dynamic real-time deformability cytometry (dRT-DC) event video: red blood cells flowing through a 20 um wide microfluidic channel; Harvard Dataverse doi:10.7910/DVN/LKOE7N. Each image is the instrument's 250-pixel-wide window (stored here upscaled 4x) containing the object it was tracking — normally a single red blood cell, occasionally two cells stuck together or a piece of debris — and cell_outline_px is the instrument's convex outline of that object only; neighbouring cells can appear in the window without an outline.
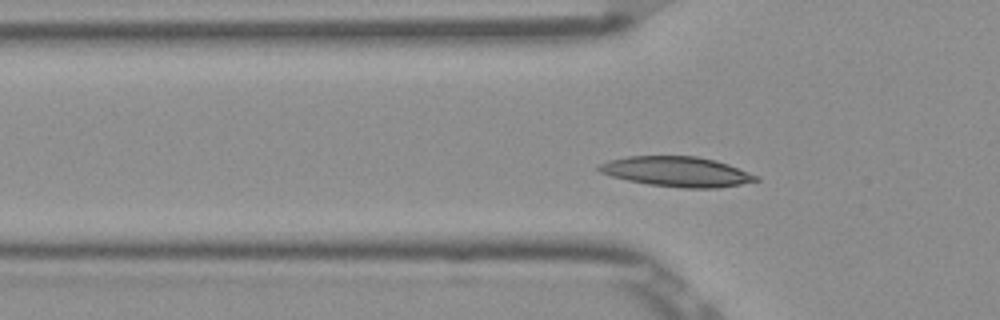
{"species": "Egyptian fruit bat (a non-hibernating species)", "species_latin": "Rousettus aegyptiacus", "temperature_condition": "room temperature", "stored_images_in_passage": 42, "camera_frame_rate_fps": 3000, "um_per_image_px": 0.085, "frame": {"image": 1, "passage_image": 13, "time_ms": 4.0, "image_size_px": [1000, 320], "cell_outline_px": [[760, 180], [740, 184], [716, 188], [684, 188], [648, 184], [628, 180], [612, 176], [600, 172], [596, 168], [600, 164], [608, 160], [628, 156], [696, 156], [716, 160], [728, 164], [760, 176]], "centroid_in_image_um": [57.55, 14.58], "position_along_channel_um": 68.3, "area_um2": 27.46}}
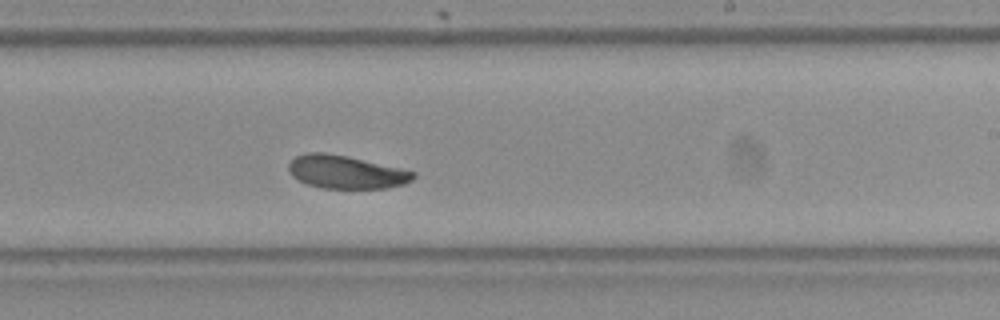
{"frame": {"image": 2, "passage_image": 28, "time_ms": 9.0, "image_size_px": [1000, 320], "cell_outline_px": [[416, 176], [412, 180], [404, 184], [388, 188], [320, 188], [308, 184], [292, 176], [288, 168], [288, 164], [296, 156], [304, 152], [324, 152], [348, 156], [400, 168], [416, 172]], "centroid_in_image_um": [29.41, 14.61], "position_along_channel_um": 259.6, "area_um2": 24.1}}
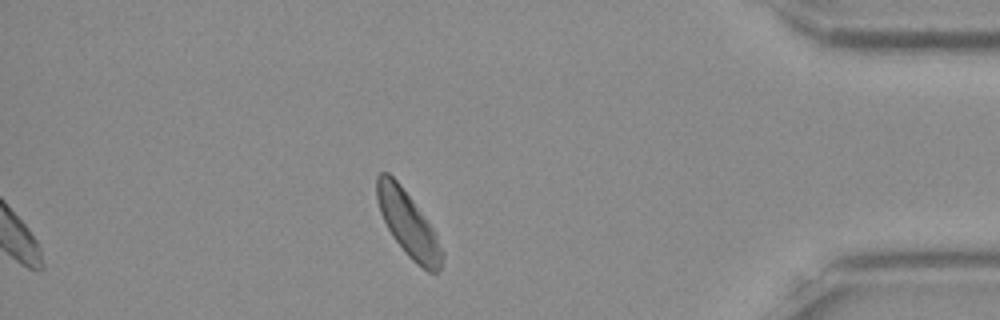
{"frame": {"image": 3, "passage_image": 42, "time_ms": 13.667, "image_size_px": [1000, 320], "cell_outline_px": [[444, 256], [440, 268], [436, 276], [428, 272], [416, 264], [408, 256], [392, 236], [380, 212], [376, 200], [376, 176], [380, 172], [388, 172], [400, 184], [412, 200], [432, 228], [444, 252]], "centroid_in_image_um": [34.69, 19.07], "position_along_channel_um": 400.5, "area_um2": 24.57}, "authors_computed_cell_mechanics": {"area_um2": 24.9407, "velocity_mm_per_s": 3.8264, "shape_relaxation_time_tau1_ms": 2.9318, "shape_relaxation_time_tau2_ms": 4.632, "deformation_change_tau1": 0.1172, "deformation_change_tau2": 0.09}}